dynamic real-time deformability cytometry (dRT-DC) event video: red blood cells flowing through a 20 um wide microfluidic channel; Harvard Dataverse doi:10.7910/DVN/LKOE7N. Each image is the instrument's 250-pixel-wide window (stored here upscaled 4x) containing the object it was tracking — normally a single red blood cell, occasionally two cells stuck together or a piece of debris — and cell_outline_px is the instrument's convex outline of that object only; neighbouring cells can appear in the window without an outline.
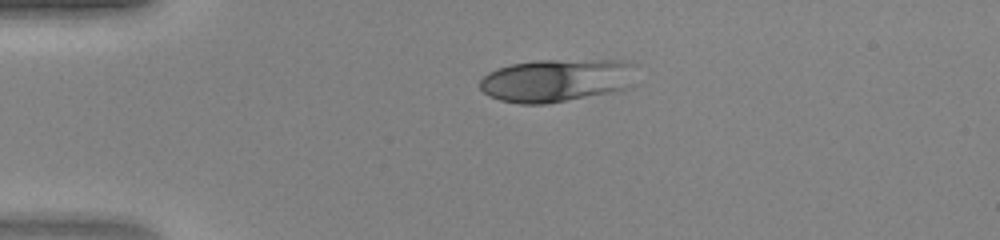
{"species": "human", "species_latin": "Homo sapiens", "temperature_condition": "warm", "stored_images_in_passage": 37, "camera_frame_rate_fps": 3000, "um_per_image_px": 0.085, "donor": {"sex": "female"}, "frame": {"image": 1, "passage_image": 1, "time_ms": 0.0, "image_size_px": [1000, 240], "cell_outline_px": [[636, 84], [628, 88], [616, 92], [544, 104], [520, 104], [500, 100], [488, 96], [480, 88], [480, 80], [488, 72], [496, 68], [512, 64], [536, 60], [624, 60], [636, 64]], "centroid_in_image_um": [47.4, 6.83], "position_along_channel_um": 37.6, "area_um2": 40.0}}
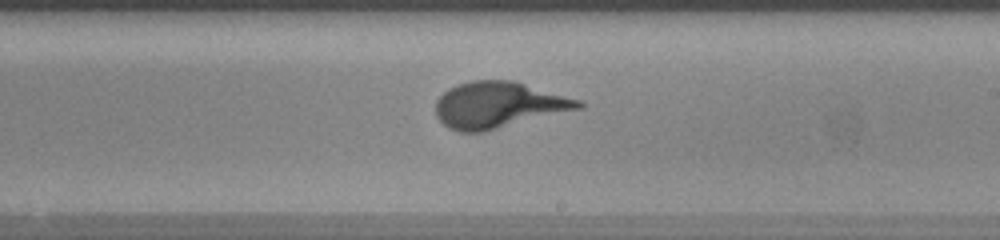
{"frame": {"image": 2, "passage_image": 18, "time_ms": 5.667, "image_size_px": [1000, 240], "cell_outline_px": [[584, 108], [484, 132], [460, 132], [448, 128], [436, 116], [436, 100], [448, 88], [472, 80], [512, 80], [580, 100], [584, 104]], "centroid_in_image_um": [42.38, 8.93], "position_along_channel_um": 246.6, "area_um2": 38.44}}
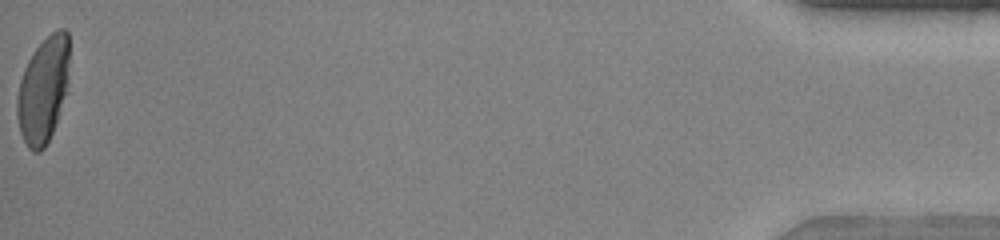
{"frame": {"image": 3, "passage_image": 37, "time_ms": 12.0, "image_size_px": [1000, 240], "cell_outline_px": [[68, 92], [52, 132], [44, 148], [40, 152], [32, 152], [28, 148], [20, 132], [16, 112], [16, 100], [20, 80], [24, 68], [32, 52], [56, 28], [64, 28], [68, 32]], "centroid_in_image_um": [3.67, 7.64], "position_along_channel_um": 431.5, "area_um2": 32.48}}